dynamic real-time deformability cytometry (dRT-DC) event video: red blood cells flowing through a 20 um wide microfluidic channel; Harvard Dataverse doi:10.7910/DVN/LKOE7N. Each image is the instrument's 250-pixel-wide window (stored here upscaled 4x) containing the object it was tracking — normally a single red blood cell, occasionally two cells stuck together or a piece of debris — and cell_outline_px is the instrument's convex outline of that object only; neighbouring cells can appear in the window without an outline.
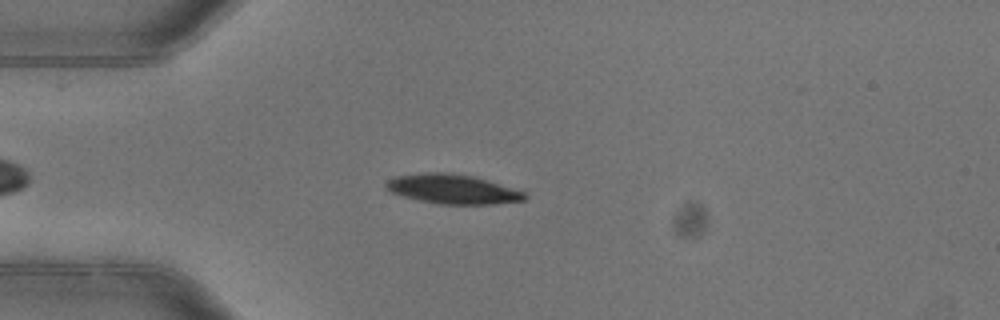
{"species": "common noctule bat (a hibernating species)", "species_latin": "Nyctalus noctula", "temperature_condition": "warm", "stored_images_in_passage": 3, "camera_frame_rate_fps": 3000, "um_per_image_px": 0.085, "animal": {"sex": "female"}, "frame": {"image": 1, "passage_image": 3, "time_ms": 0.667, "image_size_px": [1000, 320], "cell_outline_px": [[528, 196], [524, 200], [492, 204], [436, 204], [404, 196], [392, 192], [384, 188], [384, 184], [388, 180], [396, 176], [428, 172], [448, 172], [472, 176], [488, 180], [528, 192]], "centroid_in_image_um": [38.51, 16.07], "position_along_channel_um": 46.5, "area_um2": 23.87}}